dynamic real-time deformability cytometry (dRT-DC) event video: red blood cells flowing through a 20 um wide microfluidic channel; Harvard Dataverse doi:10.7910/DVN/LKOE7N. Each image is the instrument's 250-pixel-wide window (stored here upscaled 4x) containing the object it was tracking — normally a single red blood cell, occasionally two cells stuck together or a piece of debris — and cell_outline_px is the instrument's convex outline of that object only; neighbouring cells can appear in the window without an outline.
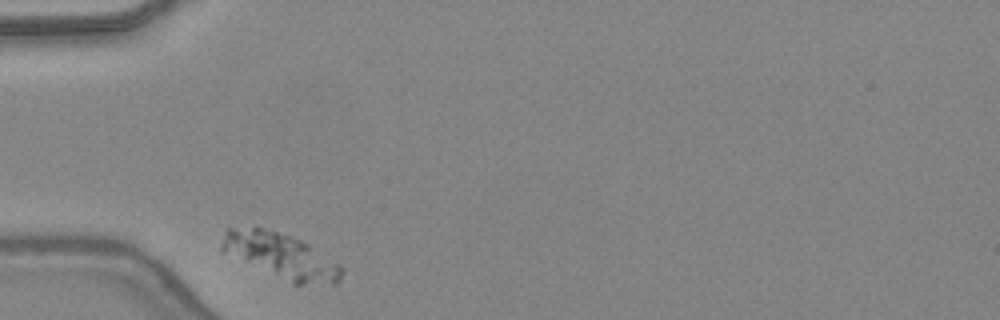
{"species": "common noctule bat (a hibernating species)", "species_latin": "Nyctalus noctula", "temperature_condition": "warm", "stored_images_in_passage": 28, "camera_frame_rate_fps": 3000, "um_per_image_px": 0.085, "animal": {"sex": "female", "body_mass_g": 24.6, "forearm_length_mm": 56.2}, "frame": {"image": 1, "passage_image": 1, "time_ms": 0.0, "image_size_px": [1000, 320], "cell_outline_px": [[344, 272], [340, 280], [336, 284], [292, 284], [220, 252], [220, 244], [224, 228], [256, 224], [300, 240], [308, 244], [340, 264], [344, 268]], "centroid_in_image_um": [23.8, 21.72], "position_along_channel_um": 61.2, "area_um2": 32.6}}
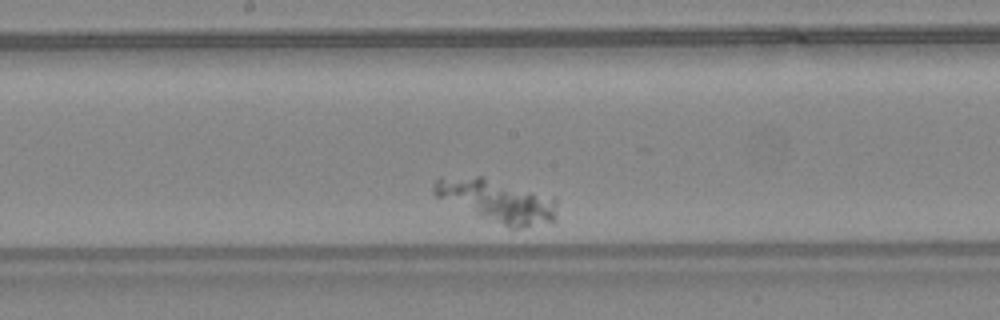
{"frame": {"image": 2, "passage_image": 14, "time_ms": 4.333, "image_size_px": [1000, 320], "cell_outline_px": [[556, 220], [520, 228], [508, 228], [436, 196], [432, 192], [432, 188], [436, 180], [440, 176], [484, 176], [556, 196]], "centroid_in_image_um": [42.29, 17.02], "position_along_channel_um": 205.9, "area_um2": 30.75}}
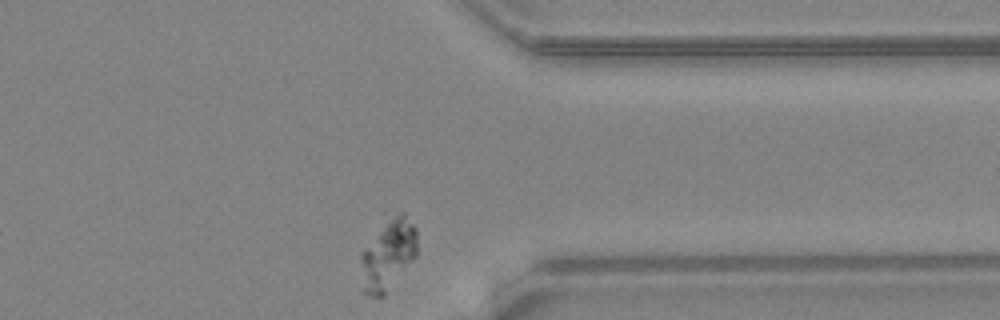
{"frame": {"image": 3, "passage_image": 28, "time_ms": 9.0, "image_size_px": [1000, 320], "cell_outline_px": [[416, 256], [384, 296], [368, 296], [364, 292], [360, 256], [360, 252], [384, 212], [404, 212], [416, 228]], "centroid_in_image_um": [32.95, 21.49], "position_along_channel_um": 378.5, "area_um2": 24.51}}